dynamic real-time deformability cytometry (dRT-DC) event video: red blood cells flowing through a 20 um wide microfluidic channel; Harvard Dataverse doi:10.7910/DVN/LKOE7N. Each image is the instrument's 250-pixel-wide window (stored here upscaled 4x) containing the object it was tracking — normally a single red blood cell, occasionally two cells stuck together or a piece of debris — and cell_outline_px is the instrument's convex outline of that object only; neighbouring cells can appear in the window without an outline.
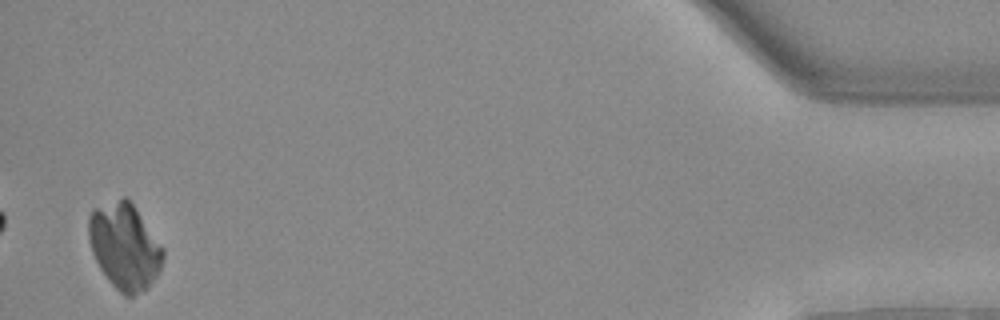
{"species": "Egyptian fruit bat (a non-hibernating species)", "species_latin": "Rousettus aegyptiacus", "temperature_condition": "warm", "stored_images_in_passage": 45, "camera_frame_rate_fps": 3000, "um_per_image_px": 0.085, "animal": {"sex": "female"}, "frame": {"image": 1, "passage_image": 44, "time_ms": 14.333, "image_size_px": [1000, 320], "cell_outline_px": [[164, 260], [156, 276], [148, 288], [132, 296], [124, 296], [108, 280], [100, 268], [92, 252], [88, 240], [88, 216], [96, 208], [124, 196], [136, 208], [164, 248]], "centroid_in_image_um": [10.6, 20.95], "position_along_channel_um": 424.6, "area_um2": 37.17}}